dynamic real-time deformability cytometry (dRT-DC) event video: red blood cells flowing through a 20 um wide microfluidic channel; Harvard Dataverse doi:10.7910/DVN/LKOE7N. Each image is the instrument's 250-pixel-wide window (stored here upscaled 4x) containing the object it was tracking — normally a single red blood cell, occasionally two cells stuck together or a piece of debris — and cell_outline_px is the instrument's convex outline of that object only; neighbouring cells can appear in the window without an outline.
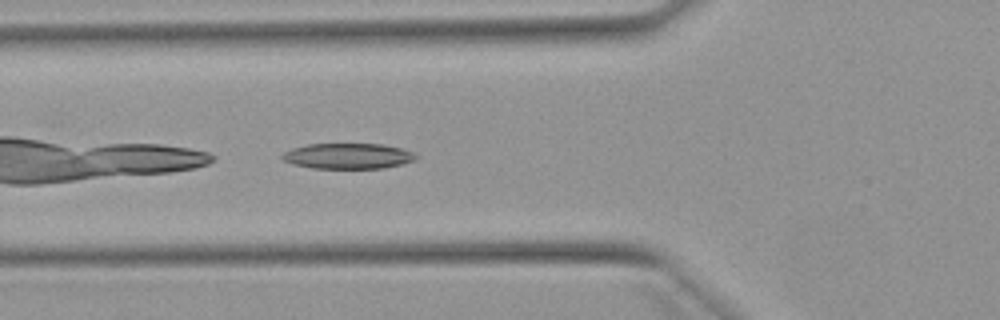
{"species": "Egyptian fruit bat (a non-hibernating species)", "species_latin": "Rousettus aegyptiacus", "temperature_condition": "warm", "stored_images_in_passage": 30, "camera_frame_rate_fps": 3000, "um_per_image_px": 0.085, "animal": {"sex": "female"}, "frame": {"image": 1, "passage_image": 3, "time_ms": 0.667, "image_size_px": [1000, 320], "cell_outline_px": [[416, 156], [412, 160], [400, 164], [384, 168], [312, 168], [292, 164], [284, 160], [280, 156], [284, 152], [292, 148], [308, 144], [380, 144], [400, 148], [412, 152]], "centroid_in_image_um": [29.51, 13.26], "position_along_channel_um": 96.3, "area_um2": 19.65}}
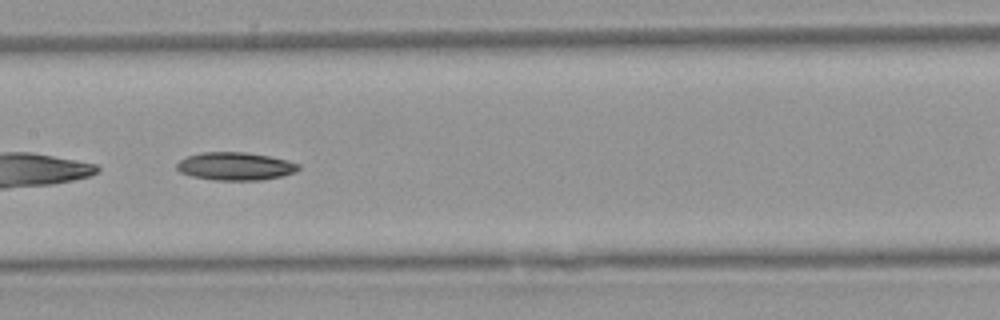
{"frame": {"image": 2, "passage_image": 10, "time_ms": 3.0, "image_size_px": [1000, 320], "cell_outline_px": [[300, 168], [296, 172], [284, 176], [260, 180], [216, 180], [192, 176], [180, 172], [176, 168], [176, 164], [180, 160], [188, 156], [200, 152], [244, 152], [268, 156], [288, 160], [300, 164]], "centroid_in_image_um": [20.03, 14.13], "position_along_channel_um": 187.4, "area_um2": 19.88}}
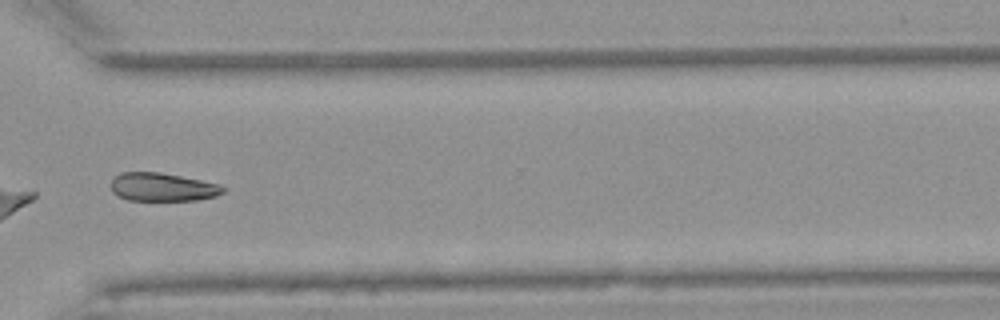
{"frame": {"image": 3, "passage_image": 23, "time_ms": 7.333, "image_size_px": [1000, 320], "cell_outline_px": [[224, 192], [216, 196], [200, 200], [128, 200], [116, 196], [112, 192], [112, 180], [120, 172], [160, 172], [220, 184], [224, 188]], "centroid_in_image_um": [13.81, 15.9], "position_along_channel_um": 356.8, "area_um2": 18.5}}